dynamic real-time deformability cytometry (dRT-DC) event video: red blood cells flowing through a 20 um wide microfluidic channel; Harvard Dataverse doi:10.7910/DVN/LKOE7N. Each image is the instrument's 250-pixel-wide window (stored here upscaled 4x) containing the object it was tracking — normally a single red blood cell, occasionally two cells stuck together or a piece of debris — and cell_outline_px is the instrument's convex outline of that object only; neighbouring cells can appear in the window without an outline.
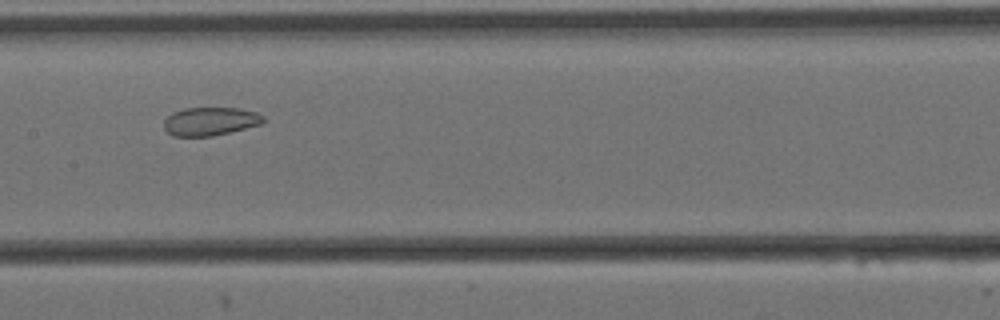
{"species": "Egyptian fruit bat (a non-hibernating species)", "species_latin": "Rousettus aegyptiacus", "temperature_condition": "cold", "stored_images_in_passage": 8, "camera_frame_rate_fps": 3000, "um_per_image_px": 0.085, "animal": {"sex": "female"}, "frame": {"image": 1, "passage_image": 7, "time_ms": 2.0, "image_size_px": [1000, 320], "cell_outline_px": [[264, 120], [260, 124], [212, 136], [172, 136], [164, 128], [164, 120], [172, 112], [184, 108], [240, 108], [256, 112], [264, 116]], "centroid_in_image_um": [17.84, 10.3], "position_along_channel_um": 189.6, "area_um2": 16.3}}
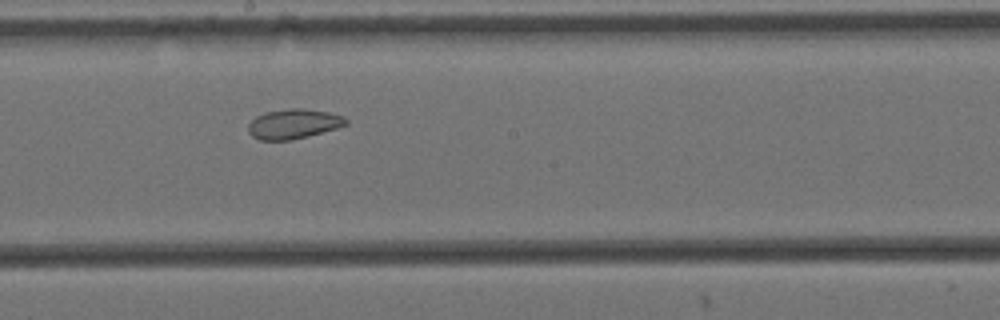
{"frame": {"image": 2, "passage_image": 8, "time_ms": 2.333, "image_size_px": [1000, 320], "cell_outline_px": [[348, 124], [336, 128], [308, 136], [292, 140], [260, 140], [252, 136], [248, 132], [248, 124], [256, 116], [264, 112], [292, 108], [304, 108], [328, 112], [344, 116], [348, 120]], "centroid_in_image_um": [24.94, 10.53], "position_along_channel_um": 223.3, "area_um2": 16.99}}